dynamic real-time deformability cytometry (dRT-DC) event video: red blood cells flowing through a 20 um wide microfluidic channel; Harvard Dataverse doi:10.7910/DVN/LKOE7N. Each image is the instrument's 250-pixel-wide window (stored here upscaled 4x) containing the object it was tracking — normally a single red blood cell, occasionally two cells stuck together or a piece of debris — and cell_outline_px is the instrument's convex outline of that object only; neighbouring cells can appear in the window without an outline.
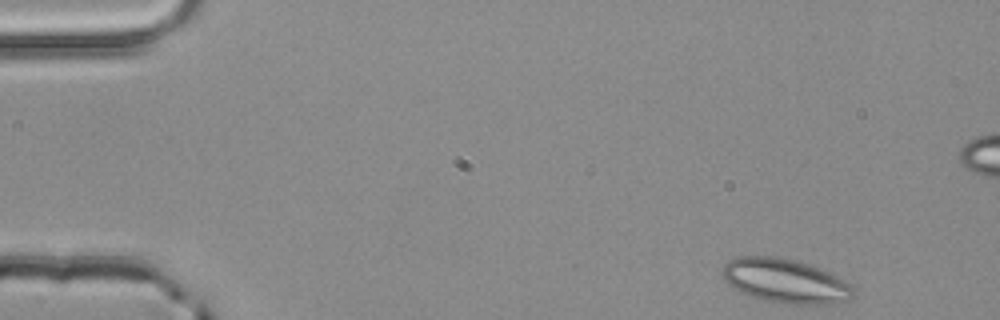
{"species": "common noctule bat (a hibernating species)", "species_latin": "Nyctalus noctula", "temperature_condition": "room temperature", "stored_images_in_passage": 3, "camera_frame_rate_fps": 3000, "um_per_image_px": 0.085, "animal": {"sex": "male", "body_mass_g": 20.4}, "frame": {"image": 1, "passage_image": 1, "time_ms": 0.0, "image_size_px": [1000, 320], "cell_outline_px": [[852, 296], [848, 300], [832, 304], [784, 304], [764, 300], [740, 292], [728, 284], [724, 280], [720, 272], [724, 264], [728, 260], [736, 256], [776, 256], [808, 264], [832, 272], [840, 276], [852, 288]], "centroid_in_image_um": [66.71, 23.87], "position_along_channel_um": 18.3, "area_um2": 33.93}}